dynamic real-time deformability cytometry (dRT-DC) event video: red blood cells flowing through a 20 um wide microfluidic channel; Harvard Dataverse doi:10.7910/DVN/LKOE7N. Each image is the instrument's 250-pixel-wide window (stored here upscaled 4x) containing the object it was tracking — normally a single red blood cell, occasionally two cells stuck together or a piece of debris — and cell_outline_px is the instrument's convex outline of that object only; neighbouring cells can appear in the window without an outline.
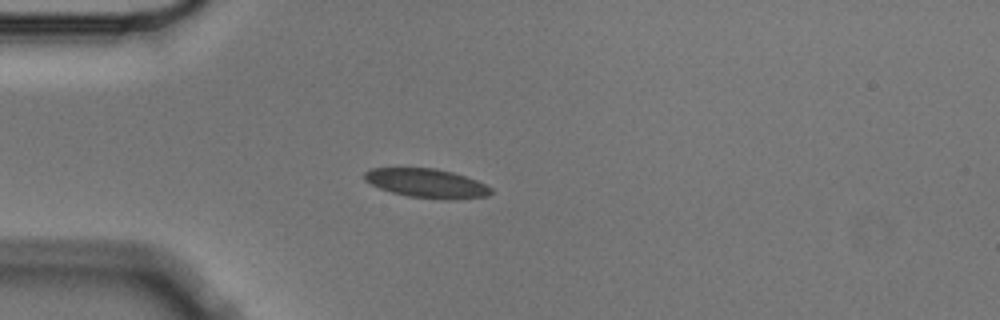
{"species": "Egyptian fruit bat (a non-hibernating species)", "species_latin": "Rousettus aegyptiacus", "temperature_condition": "cold", "stored_images_in_passage": 4, "camera_frame_rate_fps": 3000, "um_per_image_px": 0.085, "animal": {"sex": "male"}, "frame": {"image": 1, "passage_image": 4, "time_ms": 1.0, "image_size_px": [1000, 320], "cell_outline_px": [[492, 192], [488, 196], [452, 200], [448, 200], [408, 196], [392, 192], [380, 188], [364, 180], [364, 172], [372, 168], [436, 168], [452, 172], [476, 180], [492, 188]], "centroid_in_image_um": [36.28, 15.58], "position_along_channel_um": 48.7, "area_um2": 21.33}}